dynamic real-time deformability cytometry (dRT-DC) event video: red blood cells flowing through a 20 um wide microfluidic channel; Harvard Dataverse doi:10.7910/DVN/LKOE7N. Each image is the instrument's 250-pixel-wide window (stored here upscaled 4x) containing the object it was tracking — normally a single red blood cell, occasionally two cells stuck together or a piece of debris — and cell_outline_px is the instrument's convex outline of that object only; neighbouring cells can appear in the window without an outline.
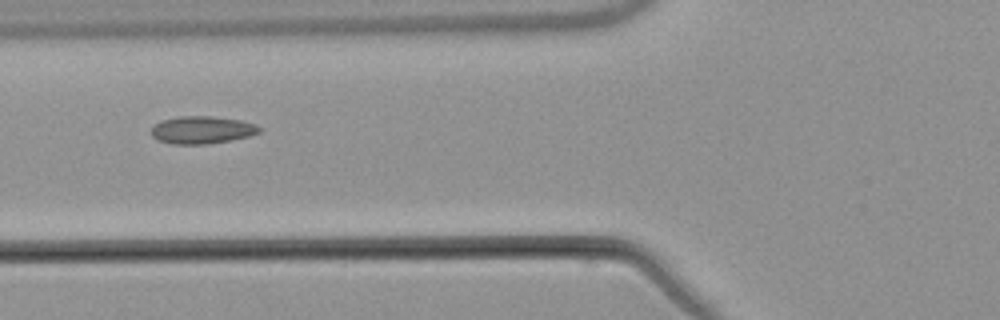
{"species": "common noctule bat (a hibernating species)", "species_latin": "Nyctalus noctula", "temperature_condition": "warm", "stored_images_in_passage": 6, "camera_frame_rate_fps": 3000, "um_per_image_px": 0.085, "animal": {"sex": "male", "body_mass_g": 21.5, "forearm_length_mm": 52.0}, "frame": {"image": 1, "passage_image": 6, "time_ms": 7.0, "image_size_px": [1000, 320], "cell_outline_px": [[264, 128], [260, 132], [248, 136], [232, 140], [208, 144], [172, 144], [156, 140], [152, 136], [152, 128], [156, 124], [164, 120], [180, 116], [212, 116], [240, 120], [256, 124]], "centroid_in_image_um": [17.21, 11.05], "position_along_channel_um": 108.6, "area_um2": 17.4}}